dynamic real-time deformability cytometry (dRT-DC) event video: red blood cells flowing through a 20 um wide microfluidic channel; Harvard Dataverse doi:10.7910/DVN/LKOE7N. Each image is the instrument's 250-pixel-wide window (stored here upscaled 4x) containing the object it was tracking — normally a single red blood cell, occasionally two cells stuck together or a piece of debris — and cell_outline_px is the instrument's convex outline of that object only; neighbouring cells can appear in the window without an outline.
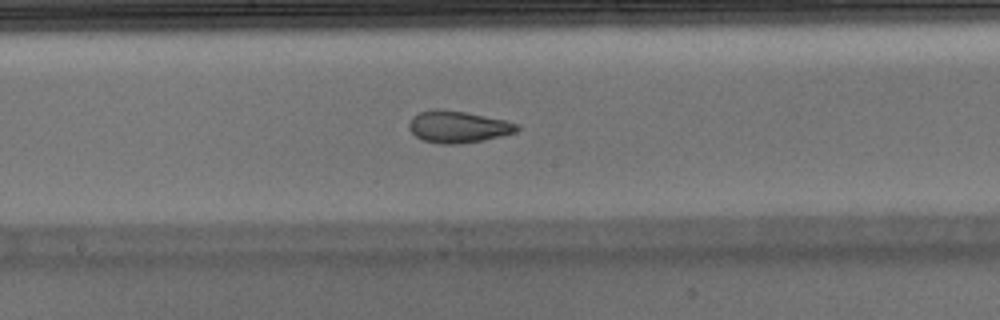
{"species": "Egyptian fruit bat (a non-hibernating species)", "species_latin": "Rousettus aegyptiacus", "temperature_condition": "warm", "stored_images_in_passage": 36, "camera_frame_rate_fps": 3000, "um_per_image_px": 0.085, "animal": {"sex": "male"}, "frame": {"image": 1, "passage_image": 11, "time_ms": 3.333, "image_size_px": [1000, 320], "cell_outline_px": [[520, 128], [516, 132], [484, 140], [460, 144], [440, 144], [424, 140], [416, 136], [408, 128], [408, 124], [412, 116], [420, 112], [464, 112], [504, 120], [520, 124]], "centroid_in_image_um": [38.97, 10.83], "position_along_channel_um": 209.2, "area_um2": 19.36}}
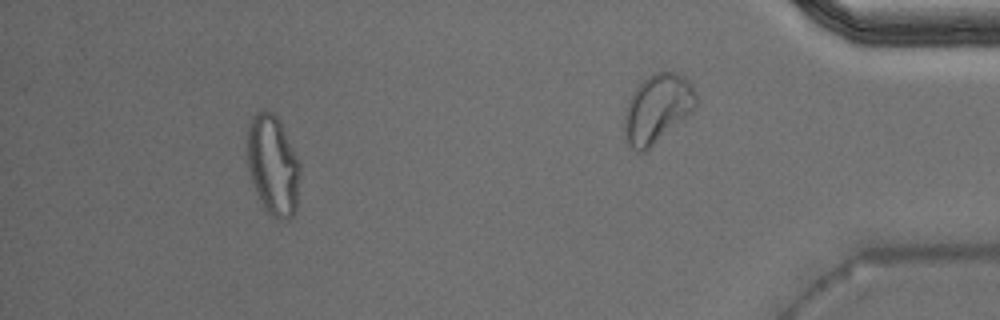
{"frame": {"image": 2, "passage_image": 31, "time_ms": 10.0, "image_size_px": [1000, 320], "cell_outline_px": [[300, 172], [296, 208], [292, 216], [288, 220], [276, 220], [264, 208], [256, 192], [248, 168], [248, 120], [256, 112], [264, 108], [272, 112], [276, 116], [300, 164]], "centroid_in_image_um": [23.19, 14.05], "position_along_channel_um": 412.0, "area_um2": 30.52}}